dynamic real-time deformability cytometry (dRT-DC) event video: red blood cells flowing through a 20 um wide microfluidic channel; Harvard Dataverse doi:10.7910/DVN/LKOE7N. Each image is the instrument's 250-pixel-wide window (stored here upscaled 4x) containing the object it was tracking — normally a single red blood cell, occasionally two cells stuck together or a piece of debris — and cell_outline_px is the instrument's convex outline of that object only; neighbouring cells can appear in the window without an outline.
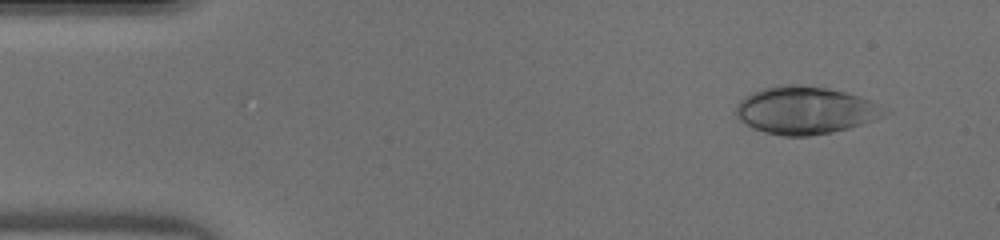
{"species": "human", "species_latin": "Homo sapiens", "temperature_condition": "warm", "stored_images_in_passage": 46, "camera_frame_rate_fps": 3000, "um_per_image_px": 0.085, "donor": {"sex": "male"}, "frame": {"image": 1, "passage_image": 4, "time_ms": 1.0, "image_size_px": [1000, 240], "cell_outline_px": [[892, 112], [876, 120], [848, 128], [832, 132], [808, 136], [784, 136], [764, 132], [752, 128], [740, 120], [736, 116], [736, 104], [744, 96], [760, 88], [776, 84], [800, 84], [828, 88], [848, 92], [860, 96]], "centroid_in_image_um": [68.44, 9.36], "position_along_channel_um": 16.6, "area_um2": 41.62}}
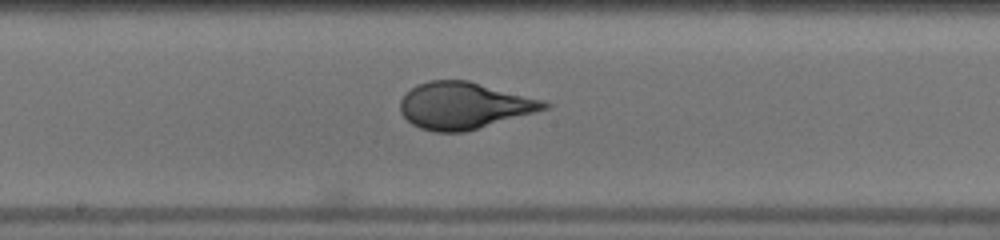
{"frame": {"image": 2, "passage_image": 24, "time_ms": 7.667, "image_size_px": [1000, 240], "cell_outline_px": [[552, 104], [548, 108], [464, 132], [436, 132], [420, 128], [412, 124], [400, 112], [400, 100], [404, 92], [416, 84], [428, 80], [468, 80], [544, 100]], "centroid_in_image_um": [39.39, 8.96], "position_along_channel_um": 208.8, "area_um2": 39.19}}
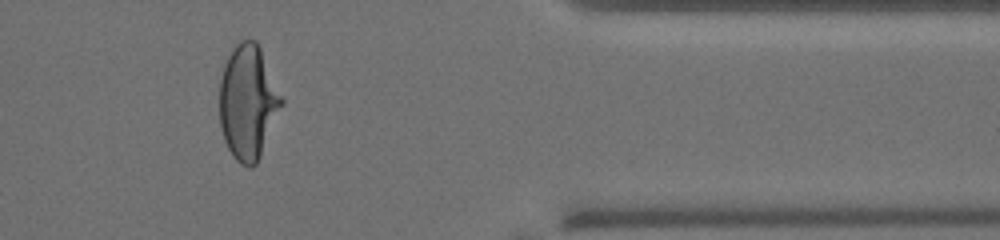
{"frame": {"image": 3, "passage_image": 38, "time_ms": 12.333, "image_size_px": [1000, 240], "cell_outline_px": [[284, 104], [260, 156], [256, 164], [252, 168], [248, 168], [240, 164], [232, 156], [224, 140], [220, 128], [220, 80], [224, 64], [232, 48], [240, 40], [256, 40], [260, 48], [284, 100]], "centroid_in_image_um": [21.08, 8.71], "position_along_channel_um": 390.3, "area_um2": 41.5}}